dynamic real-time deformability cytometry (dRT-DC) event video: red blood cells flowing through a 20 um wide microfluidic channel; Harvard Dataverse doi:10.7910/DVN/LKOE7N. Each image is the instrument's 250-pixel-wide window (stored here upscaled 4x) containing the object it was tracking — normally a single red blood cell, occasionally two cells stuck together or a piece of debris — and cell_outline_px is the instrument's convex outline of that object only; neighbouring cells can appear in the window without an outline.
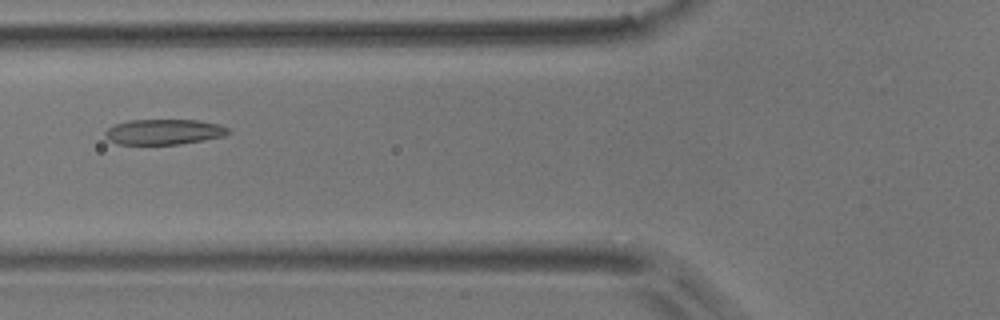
{"species": "common noctule bat (a hibernating species)", "species_latin": "Nyctalus noctula", "temperature_condition": "room temperature", "stored_images_in_passage": 53, "camera_frame_rate_fps": 3000, "um_per_image_px": 0.085, "animal": {"sex": "male", "body_mass_g": 17.9}, "frame": {"image": 1, "passage_image": 20, "time_ms": 6.333, "image_size_px": [1000, 320], "cell_outline_px": [[232, 132], [224, 136], [204, 140], [180, 144], [116, 144], [108, 140], [104, 136], [104, 132], [108, 128], [116, 124], [128, 120], [200, 120], [220, 124], [228, 128]], "centroid_in_image_um": [13.94, 11.21], "position_along_channel_um": 111.9, "area_um2": 18.38}}
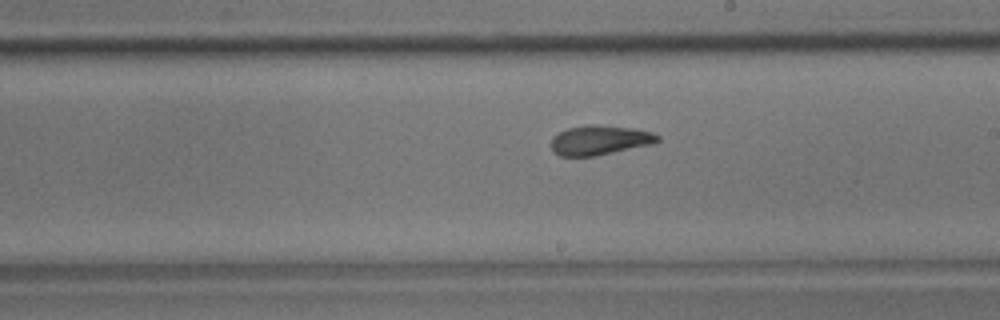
{"frame": {"image": 2, "passage_image": 30, "time_ms": 9.667, "image_size_px": [1000, 320], "cell_outline_px": [[660, 140], [656, 144], [596, 156], [560, 156], [552, 152], [552, 136], [568, 128], [588, 124], [600, 124], [636, 128], [652, 132], [660, 136]], "centroid_in_image_um": [51.03, 11.91], "position_along_channel_um": 238.0, "area_um2": 18.84}}
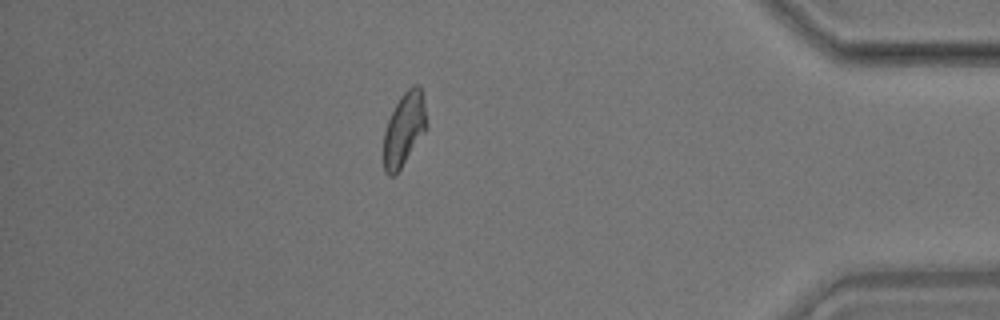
{"frame": {"image": 3, "passage_image": 46, "time_ms": 15.0, "image_size_px": [1000, 320], "cell_outline_px": [[428, 128], [400, 168], [392, 176], [388, 176], [384, 172], [384, 132], [388, 120], [400, 96], [408, 88], [416, 84], [420, 84], [428, 124]], "centroid_in_image_um": [34.36, 10.96], "position_along_channel_um": 400.8, "area_um2": 18.26}, "authors_computed_cell_mechanics": {"area_um2": 18.9006, "velocity_mm_per_s": 3.7851, "shape_relaxation_time_tau1_ms": 5.8967, "shape_relaxation_time_tau2_ms": 2.1035, "deformation_change_tau1": 0.1742, "deformation_change_tau2": 0.0912}}